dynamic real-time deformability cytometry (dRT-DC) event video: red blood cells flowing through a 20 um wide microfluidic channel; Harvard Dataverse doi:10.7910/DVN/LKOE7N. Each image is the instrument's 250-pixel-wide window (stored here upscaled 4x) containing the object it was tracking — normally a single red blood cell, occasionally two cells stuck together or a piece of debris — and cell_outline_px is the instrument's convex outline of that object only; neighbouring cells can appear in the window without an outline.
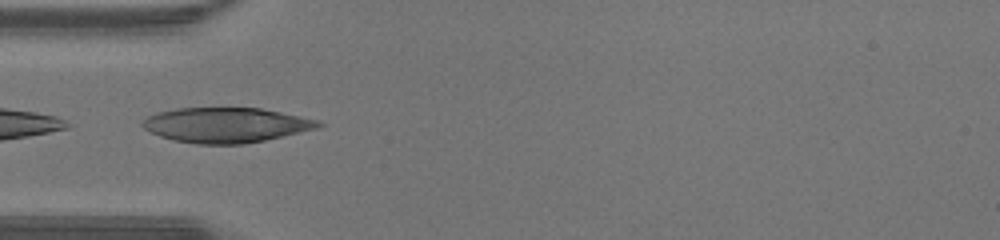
{"species": "human", "species_latin": "Homo sapiens", "temperature_condition": "warm", "stored_images_in_passage": 6, "camera_frame_rate_fps": 3000, "um_per_image_px": 0.085, "donor": {"sex": "male"}, "frame": {"image": 1, "passage_image": 1, "time_ms": 0.0, "image_size_px": [1000, 240], "cell_outline_px": [[324, 124], [316, 128], [264, 140], [244, 144], [196, 144], [172, 140], [160, 136], [144, 128], [140, 124], [148, 116], [156, 112], [176, 108], [260, 108], [300, 116], [316, 120]], "centroid_in_image_um": [19.15, 10.62], "position_along_channel_um": 65.9, "area_um2": 35.55}}
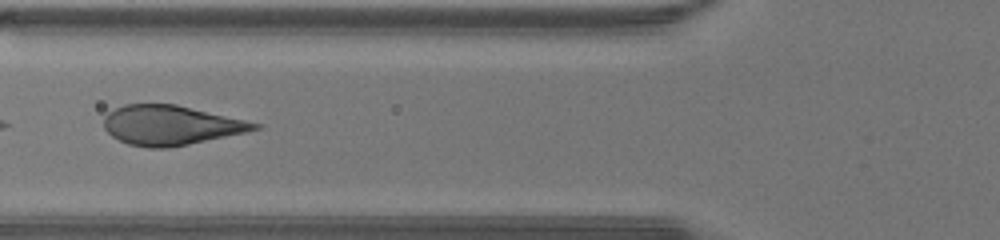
{"frame": {"image": 2, "passage_image": 4, "time_ms": 1.0, "image_size_px": [1000, 240], "cell_outline_px": [[264, 124], [260, 128], [248, 132], [168, 148], [148, 148], [128, 144], [112, 136], [104, 128], [104, 116], [108, 112], [124, 104], [176, 104]], "centroid_in_image_um": [14.53, 10.64], "position_along_channel_um": 111.3, "area_um2": 34.8}}